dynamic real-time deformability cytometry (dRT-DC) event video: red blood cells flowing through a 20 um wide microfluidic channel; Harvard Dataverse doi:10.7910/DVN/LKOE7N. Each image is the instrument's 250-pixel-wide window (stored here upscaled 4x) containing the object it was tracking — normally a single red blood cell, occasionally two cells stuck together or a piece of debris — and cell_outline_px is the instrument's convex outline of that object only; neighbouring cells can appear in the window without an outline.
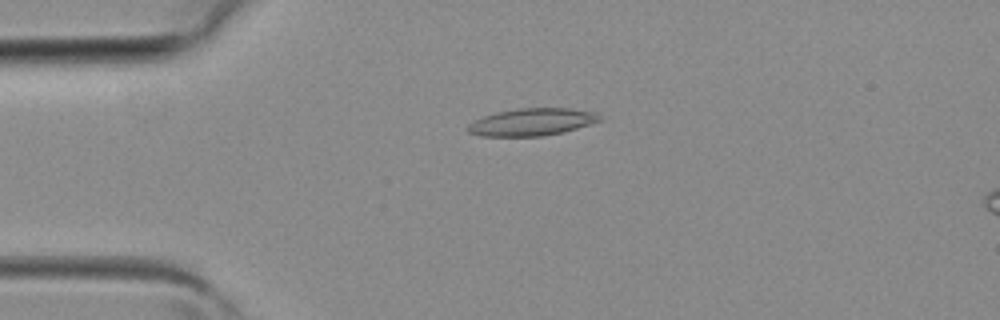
{"species": "common noctule bat (a hibernating species)", "species_latin": "Nyctalus noctula", "temperature_condition": "room temperature", "stored_images_in_passage": 2, "camera_frame_rate_fps": 3000, "um_per_image_px": 0.085, "animal": {"sex": "female", "body_mass_g": 19.3, "forearm_length_mm": 54.1}, "frame": {"image": 1, "passage_image": 2, "time_ms": 0.333, "image_size_px": [1000, 320], "cell_outline_px": [[604, 120], [564, 132], [540, 136], [480, 136], [468, 132], [468, 124], [484, 116], [496, 112], [520, 108], [568, 108], [596, 112]], "centroid_in_image_um": [45.25, 10.37], "position_along_channel_um": 39.8, "area_um2": 20.98}}